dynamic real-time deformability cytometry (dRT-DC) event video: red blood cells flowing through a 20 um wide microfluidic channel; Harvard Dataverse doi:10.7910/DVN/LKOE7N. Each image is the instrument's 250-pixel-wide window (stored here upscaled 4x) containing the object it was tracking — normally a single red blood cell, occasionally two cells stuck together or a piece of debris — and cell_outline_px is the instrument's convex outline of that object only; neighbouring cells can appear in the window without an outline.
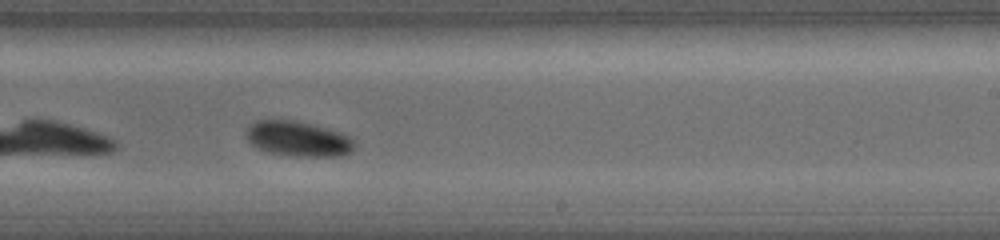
{"species": "common noctule bat (a hibernating species)", "species_latin": "Nyctalus noctula", "temperature_condition": "warm", "stored_images_in_passage": 25, "camera_frame_rate_fps": 5000, "um_per_image_px": 0.085, "animal": {"sex": "female", "body_mass_g": 19.0, "forearm_length_mm": 56.7}, "frame": {"image": 1, "passage_image": 15, "time_ms": 3.4, "image_size_px": [1000, 240], "cell_outline_px": [[356, 144], [348, 152], [340, 156], [288, 156], [268, 152], [256, 148], [244, 136], [248, 128], [256, 120], [296, 120], [312, 124], [340, 132], [348, 136]], "centroid_in_image_um": [25.29, 11.8], "position_along_channel_um": 263.7, "area_um2": 22.14}}
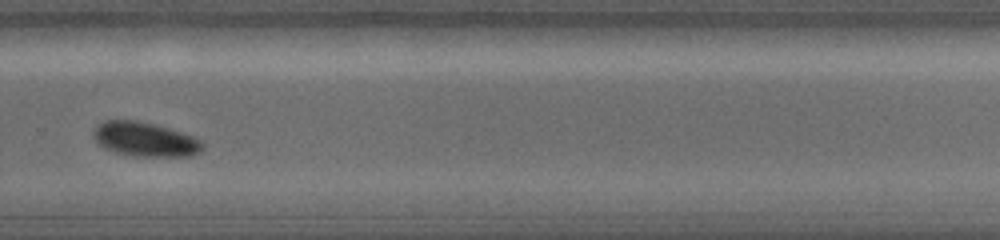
{"frame": {"image": 2, "passage_image": 18, "time_ms": 4.2, "image_size_px": [1000, 240], "cell_outline_px": [[204, 148], [200, 152], [192, 156], [132, 156], [116, 152], [104, 148], [92, 136], [92, 132], [104, 120], [136, 120], [168, 128], [192, 136], [200, 140], [204, 144]], "centroid_in_image_um": [12.33, 11.85], "position_along_channel_um": 317.5, "area_um2": 21.68}}